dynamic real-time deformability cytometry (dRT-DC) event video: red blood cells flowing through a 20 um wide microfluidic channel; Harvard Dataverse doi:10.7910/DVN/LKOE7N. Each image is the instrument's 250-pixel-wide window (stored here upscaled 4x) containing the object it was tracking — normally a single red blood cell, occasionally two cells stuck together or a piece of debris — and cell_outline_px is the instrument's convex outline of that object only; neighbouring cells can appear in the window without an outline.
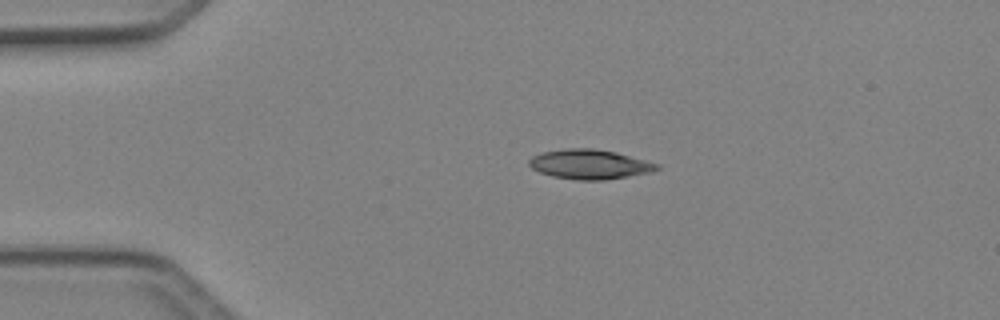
{"species": "Egyptian fruit bat (a non-hibernating species)", "species_latin": "Rousettus aegyptiacus", "temperature_condition": "cold", "stored_images_in_passage": 39, "camera_frame_rate_fps": 3000, "um_per_image_px": 0.085, "animal": {"sex": "female"}, "frame": {"image": 1, "passage_image": 1, "time_ms": 0.0, "image_size_px": [1000, 320], "cell_outline_px": [[660, 168], [652, 172], [604, 180], [576, 180], [552, 176], [540, 172], [532, 168], [528, 164], [528, 160], [532, 156], [540, 152], [568, 148], [592, 148], [616, 152], [660, 164]], "centroid_in_image_um": [50.11, 13.96], "position_along_channel_um": 34.9, "area_um2": 22.14}}
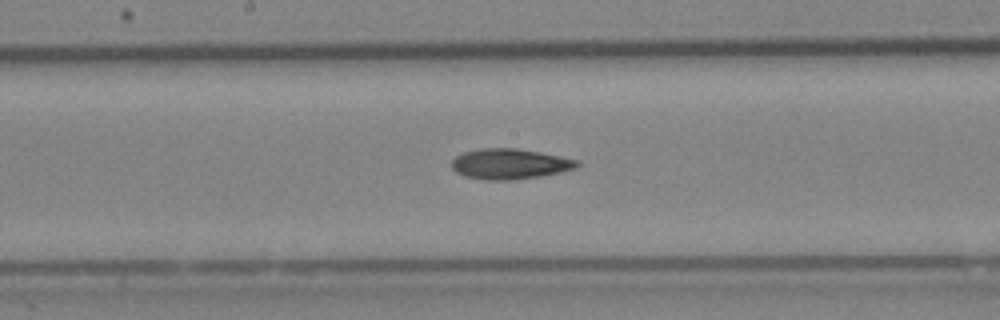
{"frame": {"image": 2, "passage_image": 16, "time_ms": 5.0, "image_size_px": [1000, 320], "cell_outline_px": [[580, 164], [576, 168], [560, 172], [540, 176], [512, 180], [484, 180], [464, 176], [456, 172], [452, 168], [452, 160], [456, 156], [464, 152], [480, 148], [516, 148], [540, 152], [580, 160]], "centroid_in_image_um": [43.33, 13.93], "position_along_channel_um": 204.9, "area_um2": 22.31}}
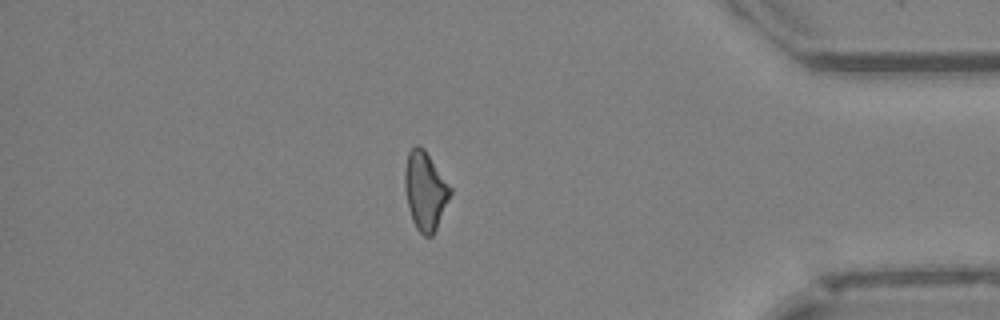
{"frame": {"image": 3, "passage_image": 32, "time_ms": 10.333, "image_size_px": [1000, 320], "cell_outline_px": [[452, 192], [436, 228], [432, 236], [424, 236], [416, 228], [412, 220], [404, 188], [404, 172], [408, 152], [416, 144], [420, 144], [424, 148], [452, 188]], "centroid_in_image_um": [36.13, 16.18], "position_along_channel_um": 399.1, "area_um2": 20.69}}